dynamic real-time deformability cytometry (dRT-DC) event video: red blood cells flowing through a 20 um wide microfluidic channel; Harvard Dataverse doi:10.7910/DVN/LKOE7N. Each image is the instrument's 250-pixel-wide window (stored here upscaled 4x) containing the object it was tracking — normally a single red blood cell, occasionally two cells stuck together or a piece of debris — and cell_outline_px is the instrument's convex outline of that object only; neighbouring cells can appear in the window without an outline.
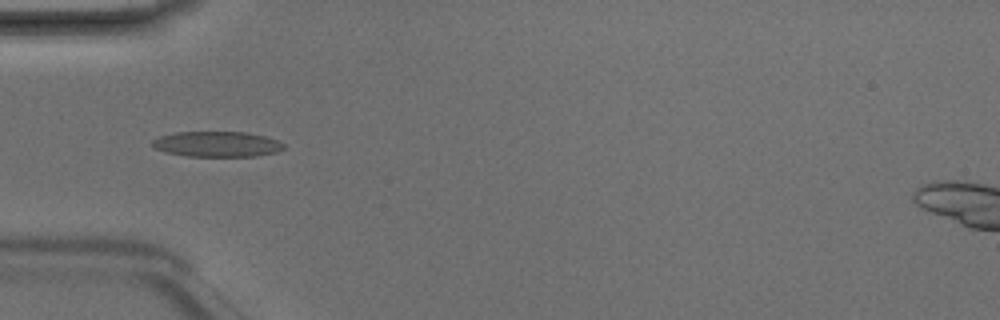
{"species": "Egyptian fruit bat (a non-hibernating species)", "species_latin": "Rousettus aegyptiacus", "temperature_condition": "room temperature", "stored_images_in_passage": 1, "camera_frame_rate_fps": 3000, "um_per_image_px": 0.085, "animal": {"sex": "male"}, "frame": {"image": 1, "passage_image": 1, "time_ms": 0.0, "image_size_px": [1000, 320], "cell_outline_px": [[284, 148], [276, 152], [256, 156], [188, 156], [164, 152], [156, 148], [152, 144], [152, 140], [160, 136], [176, 132], [248, 132], [264, 136], [276, 140], [284, 144]], "centroid_in_image_um": [18.44, 12.25], "position_along_channel_um": 66.6, "area_um2": 19.36}}